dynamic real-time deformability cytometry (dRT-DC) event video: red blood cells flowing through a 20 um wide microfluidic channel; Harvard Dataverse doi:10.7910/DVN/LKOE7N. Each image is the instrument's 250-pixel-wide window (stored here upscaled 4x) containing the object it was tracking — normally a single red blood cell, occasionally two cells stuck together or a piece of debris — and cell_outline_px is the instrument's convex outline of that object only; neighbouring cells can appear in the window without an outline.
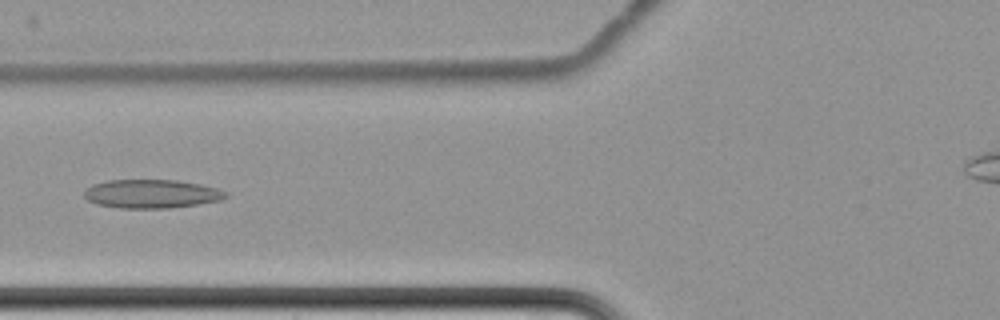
{"species": "common noctule bat (a hibernating species)", "species_latin": "Nyctalus noctula", "temperature_condition": "cold", "stored_images_in_passage": 9, "camera_frame_rate_fps": 3000, "um_per_image_px": 0.085, "animal": {"sex": "female", "body_mass_g": 22.7, "forearm_length_mm": 54.2}, "frame": {"image": 1, "passage_image": 8, "time_ms": 9.333, "image_size_px": [1000, 320], "cell_outline_px": [[228, 196], [220, 200], [196, 204], [168, 208], [120, 208], [96, 204], [88, 200], [84, 196], [84, 192], [92, 184], [108, 180], [176, 180], [200, 184], [216, 188], [228, 192]], "centroid_in_image_um": [12.87, 16.47], "position_along_channel_um": 112.9, "area_um2": 23.52}}
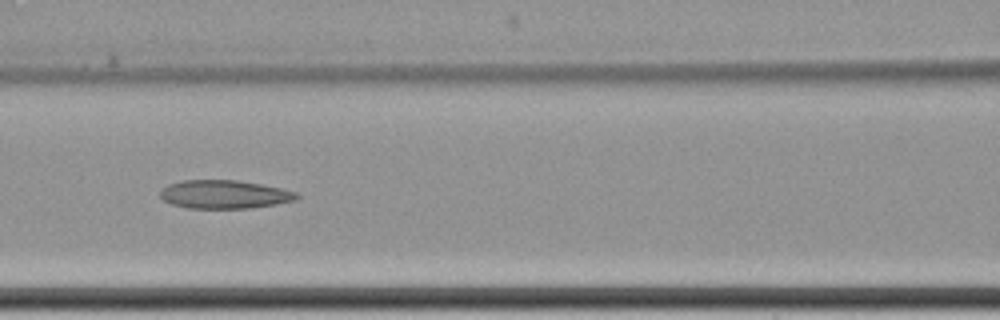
{"frame": {"image": 2, "passage_image": 9, "time_ms": 10.333, "image_size_px": [1000, 320], "cell_outline_px": [[300, 196], [296, 200], [276, 204], [252, 208], [188, 208], [172, 204], [164, 200], [160, 196], [160, 192], [168, 184], [180, 180], [236, 180], [260, 184], [280, 188], [296, 192]], "centroid_in_image_um": [19.07, 16.52], "position_along_channel_um": 147.5, "area_um2": 22.54}}